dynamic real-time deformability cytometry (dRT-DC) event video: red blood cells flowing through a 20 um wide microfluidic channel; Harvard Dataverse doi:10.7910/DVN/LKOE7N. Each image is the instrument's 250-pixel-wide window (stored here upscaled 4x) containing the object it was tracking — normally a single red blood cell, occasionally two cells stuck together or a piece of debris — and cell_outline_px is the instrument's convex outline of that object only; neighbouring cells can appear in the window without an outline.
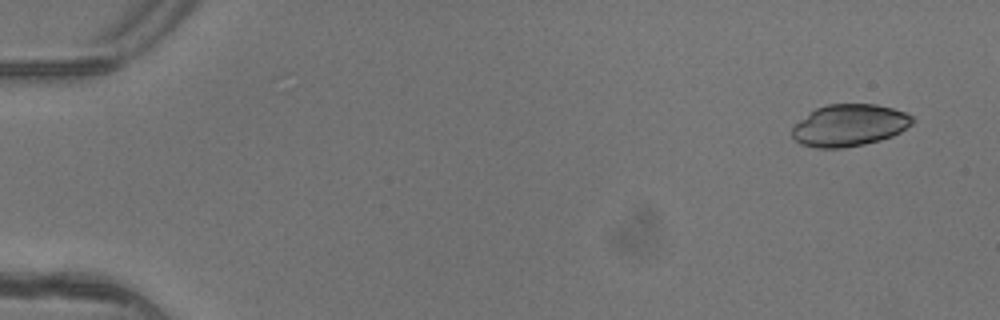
{"species": "common noctule bat (a hibernating species)", "species_latin": "Nyctalus noctula", "temperature_condition": "warm", "stored_images_in_passage": 6, "camera_frame_rate_fps": 3000, "um_per_image_px": 0.085, "animal": {"sex": "female"}, "frame": {"image": 1, "passage_image": 1, "time_ms": 0.0, "image_size_px": [1000, 320], "cell_outline_px": [[916, 120], [912, 124], [900, 132], [892, 136], [880, 140], [864, 144], [840, 148], [816, 148], [800, 144], [792, 136], [792, 128], [800, 120], [816, 108], [828, 104], [876, 104], [892, 108], [904, 112], [912, 116]], "centroid_in_image_um": [72.21, 10.65], "position_along_channel_um": 12.8, "area_um2": 29.3}}
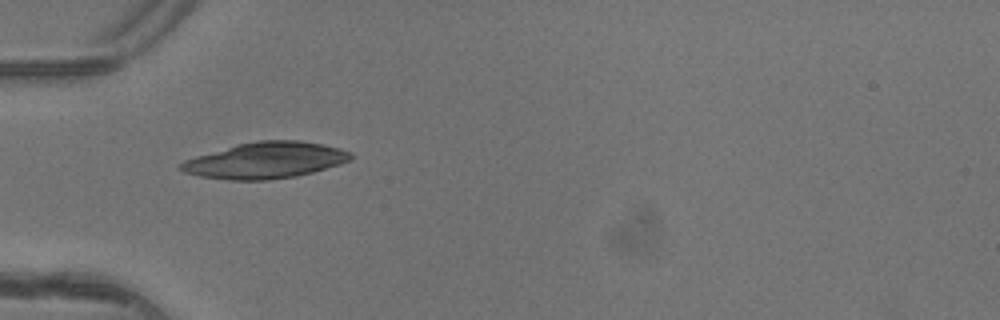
{"frame": {"image": 2, "passage_image": 5, "time_ms": 1.333, "image_size_px": [1000, 320], "cell_outline_px": [[352, 160], [340, 164], [312, 172], [296, 176], [268, 180], [228, 180], [200, 176], [184, 172], [176, 168], [176, 164], [184, 160], [196, 156], [236, 144], [260, 140], [300, 140], [324, 144], [340, 148], [352, 152]], "centroid_in_image_um": [22.54, 13.62], "position_along_channel_um": 62.5, "area_um2": 36.13}}
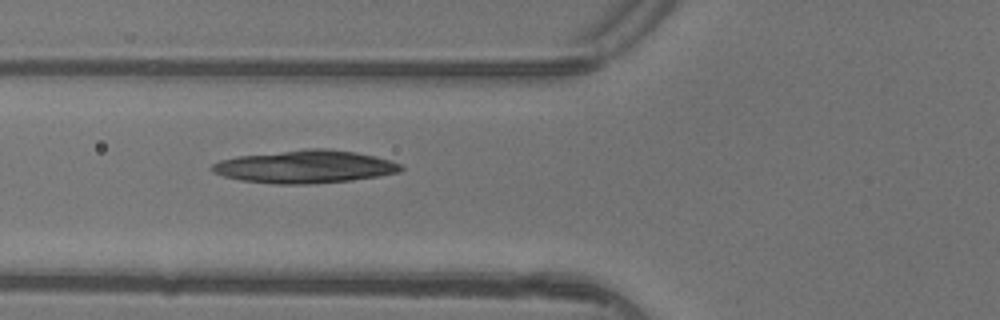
{"frame": {"image": 3, "passage_image": 6, "time_ms": 1.667, "image_size_px": [1000, 320], "cell_outline_px": [[404, 168], [400, 172], [352, 180], [308, 184], [276, 184], [240, 180], [224, 176], [212, 172], [212, 164], [220, 160], [236, 156], [308, 148], [328, 148], [356, 152], [388, 160], [400, 164]], "centroid_in_image_um": [25.9, 14.16], "position_along_channel_um": 99.9, "area_um2": 36.01}}